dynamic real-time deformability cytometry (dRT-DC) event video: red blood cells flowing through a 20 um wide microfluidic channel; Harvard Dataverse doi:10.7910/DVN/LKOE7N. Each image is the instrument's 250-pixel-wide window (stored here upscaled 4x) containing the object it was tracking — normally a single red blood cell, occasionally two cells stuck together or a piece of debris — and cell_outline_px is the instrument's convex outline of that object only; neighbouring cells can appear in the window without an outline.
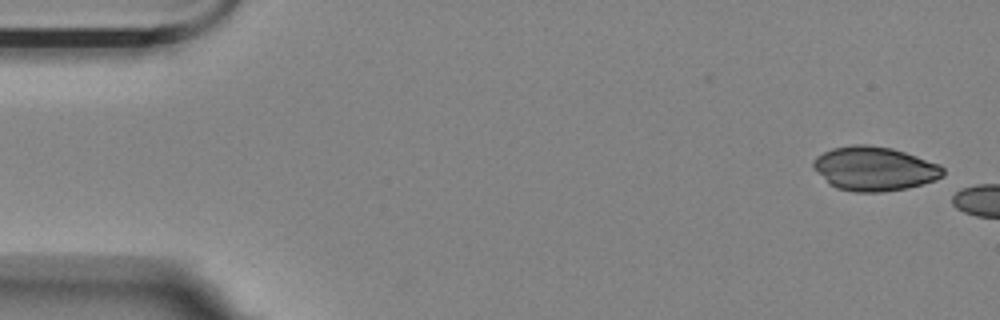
{"species": "Egyptian fruit bat (a non-hibernating species)", "species_latin": "Rousettus aegyptiacus", "temperature_condition": "room temperature", "stored_images_in_passage": 2, "camera_frame_rate_fps": 3000, "um_per_image_px": 0.085, "animal": {"sex": "female"}, "frame": {"image": 1, "passage_image": 1, "time_ms": 0.0, "image_size_px": [1000, 320], "cell_outline_px": [[944, 176], [936, 180], [908, 188], [880, 192], [856, 192], [836, 188], [828, 184], [812, 168], [812, 160], [816, 156], [832, 148], [852, 144], [868, 144], [892, 148], [940, 164], [944, 168]], "centroid_in_image_um": [74.3, 14.34], "position_along_channel_um": 10.7, "area_um2": 33.7}}